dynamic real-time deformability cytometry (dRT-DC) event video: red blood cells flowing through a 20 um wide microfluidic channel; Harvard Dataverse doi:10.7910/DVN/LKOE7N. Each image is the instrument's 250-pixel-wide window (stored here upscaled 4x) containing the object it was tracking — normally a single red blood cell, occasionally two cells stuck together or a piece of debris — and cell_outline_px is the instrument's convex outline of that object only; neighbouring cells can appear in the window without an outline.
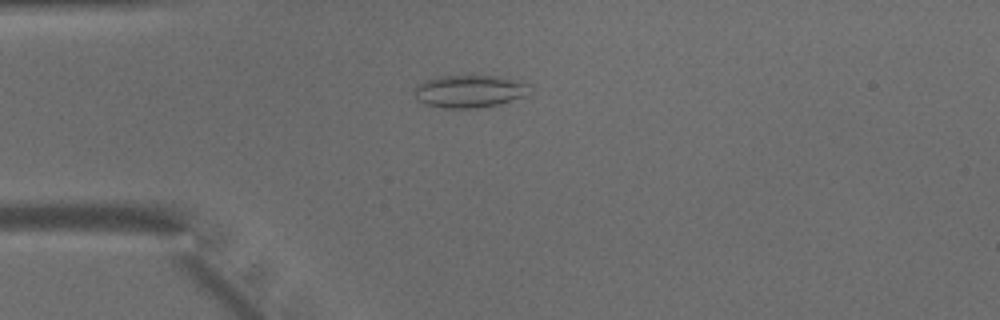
{"species": "common noctule bat (a hibernating species)", "species_latin": "Nyctalus noctula", "temperature_condition": "warm", "stored_images_in_passage": 38, "camera_frame_rate_fps": 3000, "um_per_image_px": 0.085, "animal": {"sex": "male", "body_mass_g": 15.6}, "frame": {"image": 1, "passage_image": 3, "time_ms": 0.667, "image_size_px": [1000, 320], "cell_outline_px": [[532, 92], [528, 96], [500, 104], [480, 108], [444, 108], [424, 104], [416, 100], [412, 88], [424, 80], [440, 76], [508, 76], [520, 80], [528, 84]], "centroid_in_image_um": [39.95, 7.76], "position_along_channel_um": 45.1, "area_um2": 22.6}}
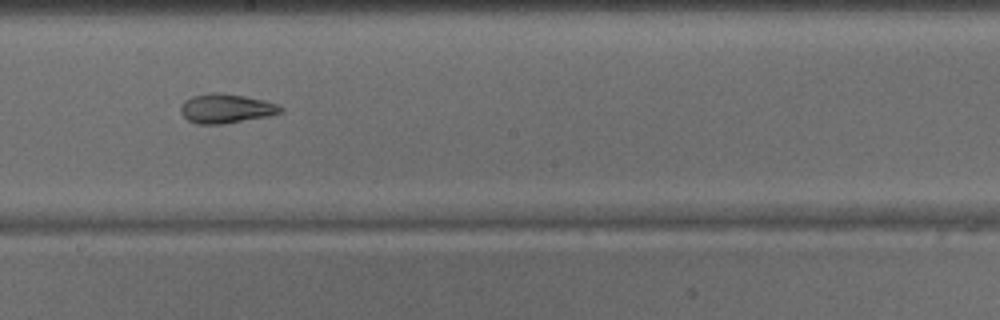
{"frame": {"image": 2, "passage_image": 17, "time_ms": 5.333, "image_size_px": [1000, 320], "cell_outline_px": [[284, 112], [268, 116], [220, 124], [200, 124], [188, 120], [180, 112], [180, 108], [184, 100], [192, 96], [208, 92], [220, 92], [244, 96], [264, 100], [280, 104], [284, 108]], "centroid_in_image_um": [19.24, 9.2], "position_along_channel_um": 229.0, "area_um2": 17.17}}
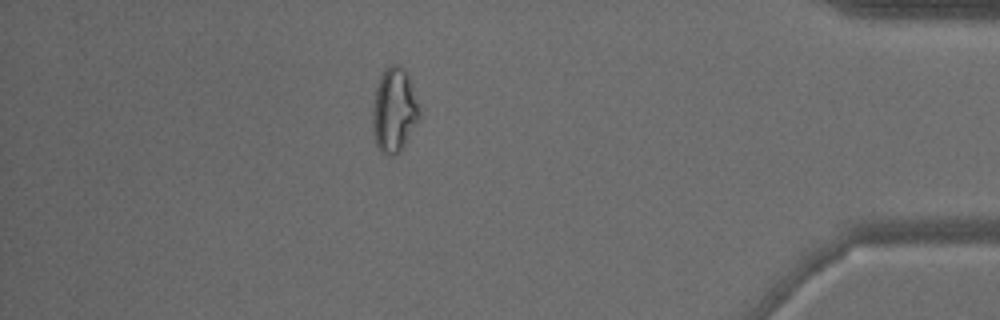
{"frame": {"image": 3, "passage_image": 32, "time_ms": 10.333, "image_size_px": [1000, 320], "cell_outline_px": [[420, 116], [400, 152], [392, 156], [388, 156], [380, 152], [376, 144], [372, 132], [372, 112], [376, 88], [380, 76], [384, 68], [388, 64], [400, 64], [404, 68], [408, 76], [420, 104]], "centroid_in_image_um": [33.5, 9.35], "position_along_channel_um": 401.7, "area_um2": 23.35}}